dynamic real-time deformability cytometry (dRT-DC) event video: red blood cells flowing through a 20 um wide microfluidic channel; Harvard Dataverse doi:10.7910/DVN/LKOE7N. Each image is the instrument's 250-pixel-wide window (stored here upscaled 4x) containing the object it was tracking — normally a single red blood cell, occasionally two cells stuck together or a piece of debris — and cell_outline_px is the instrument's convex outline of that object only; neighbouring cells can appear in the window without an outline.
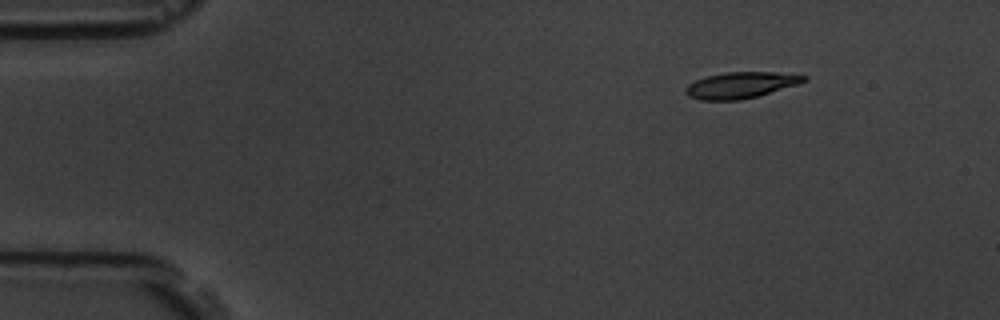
{"species": "common noctule bat (a hibernating species)", "species_latin": "Nyctalus noctula", "temperature_condition": "room temperature", "stored_images_in_passage": 5, "camera_frame_rate_fps": 3000, "um_per_image_px": 0.085, "animal": {"sex": "male", "body_mass_g": 19.5, "forearm_length_mm": 54.6}, "frame": {"image": 1, "passage_image": 1, "time_ms": 0.0, "image_size_px": [1000, 320], "cell_outline_px": [[808, 80], [796, 84], [756, 96], [740, 100], [700, 100], [688, 96], [684, 92], [684, 88], [688, 84], [704, 76], [724, 72], [776, 72], [808, 76]], "centroid_in_image_um": [62.89, 7.23], "position_along_channel_um": 22.1, "area_um2": 17.98}}
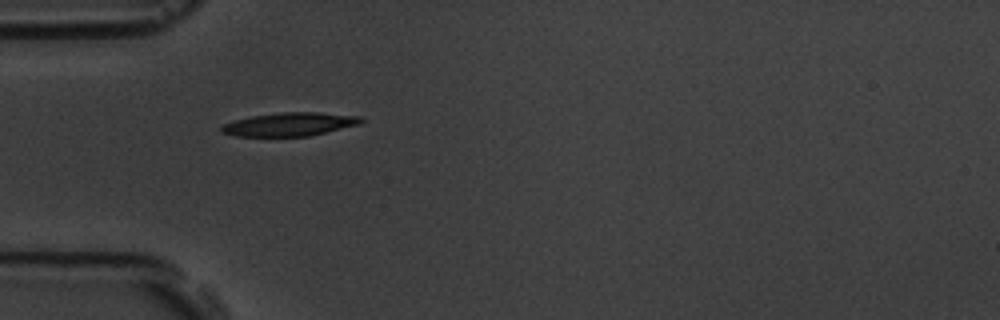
{"frame": {"image": 2, "passage_image": 4, "time_ms": 3.333, "image_size_px": [1000, 320], "cell_outline_px": [[364, 120], [360, 124], [308, 136], [236, 136], [220, 132], [220, 128], [224, 124], [236, 120], [252, 116], [280, 112], [320, 112], [360, 116]], "centroid_in_image_um": [24.63, 10.56], "position_along_channel_um": 60.4, "area_um2": 18.96}}
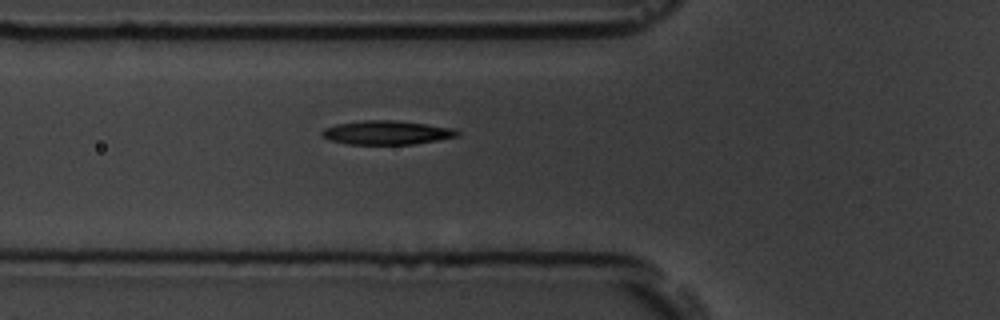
{"frame": {"image": 3, "passage_image": 5, "time_ms": 4.333, "image_size_px": [1000, 320], "cell_outline_px": [[460, 136], [412, 144], [348, 144], [328, 140], [320, 136], [320, 132], [324, 128], [336, 124], [364, 120], [392, 120], [428, 124], [452, 128], [460, 132]], "centroid_in_image_um": [32.83, 11.27], "position_along_channel_um": 93.0, "area_um2": 18.9}}